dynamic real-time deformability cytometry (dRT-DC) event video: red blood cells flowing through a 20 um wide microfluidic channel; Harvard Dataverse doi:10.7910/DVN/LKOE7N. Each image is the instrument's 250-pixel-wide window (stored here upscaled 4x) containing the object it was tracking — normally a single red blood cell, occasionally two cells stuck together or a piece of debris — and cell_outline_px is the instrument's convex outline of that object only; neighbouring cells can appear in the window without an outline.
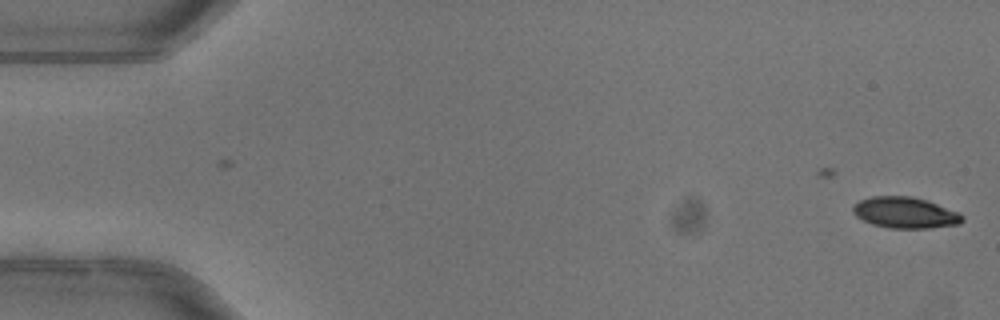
{"species": "common noctule bat (a hibernating species)", "species_latin": "Nyctalus noctula", "temperature_condition": "warm", "stored_images_in_passage": 6, "camera_frame_rate_fps": 3000, "um_per_image_px": 0.085, "animal": {"sex": "female"}, "frame": {"image": 1, "passage_image": 6, "time_ms": 1.667, "image_size_px": [1000, 320], "cell_outline_px": [[964, 220], [960, 224], [928, 228], [888, 228], [872, 224], [856, 216], [852, 212], [852, 208], [860, 200], [872, 196], [912, 196], [928, 200], [960, 212], [964, 216]], "centroid_in_image_um": [76.98, 18.07], "position_along_channel_um": 8.0, "area_um2": 20.0}}